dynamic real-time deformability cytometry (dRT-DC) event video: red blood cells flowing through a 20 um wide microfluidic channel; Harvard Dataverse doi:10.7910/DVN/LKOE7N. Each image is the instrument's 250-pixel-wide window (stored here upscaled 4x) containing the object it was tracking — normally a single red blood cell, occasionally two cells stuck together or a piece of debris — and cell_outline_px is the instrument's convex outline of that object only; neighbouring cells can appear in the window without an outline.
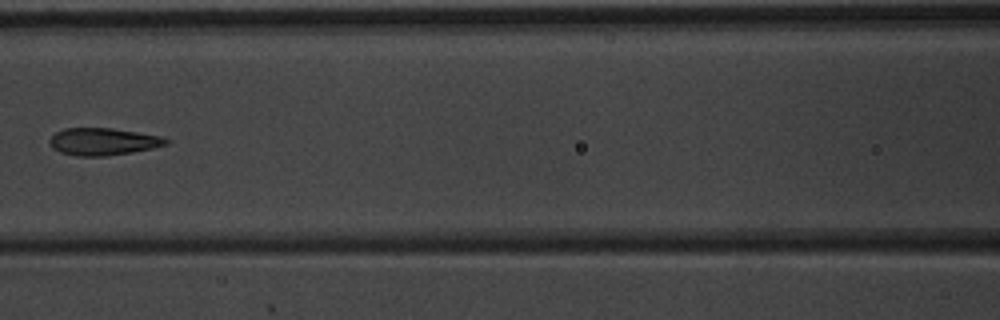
{"species": "common noctule bat (a hibernating species)", "species_latin": "Nyctalus noctula", "temperature_condition": "warm", "stored_images_in_passage": 3, "camera_frame_rate_fps": 3000, "um_per_image_px": 0.085, "animal": {"sex": "male", "body_mass_g": 20.1, "forearm_length_mm": 53.5}, "frame": {"image": 1, "passage_image": 3, "time_ms": 0.667, "image_size_px": [1000, 320], "cell_outline_px": [[172, 140], [168, 144], [152, 148], [132, 152], [108, 156], [76, 156], [60, 152], [52, 148], [48, 144], [48, 140], [56, 132], [64, 128], [112, 128], [160, 136]], "centroid_in_image_um": [8.74, 12.04], "position_along_channel_um": 157.9, "area_um2": 18.61}}